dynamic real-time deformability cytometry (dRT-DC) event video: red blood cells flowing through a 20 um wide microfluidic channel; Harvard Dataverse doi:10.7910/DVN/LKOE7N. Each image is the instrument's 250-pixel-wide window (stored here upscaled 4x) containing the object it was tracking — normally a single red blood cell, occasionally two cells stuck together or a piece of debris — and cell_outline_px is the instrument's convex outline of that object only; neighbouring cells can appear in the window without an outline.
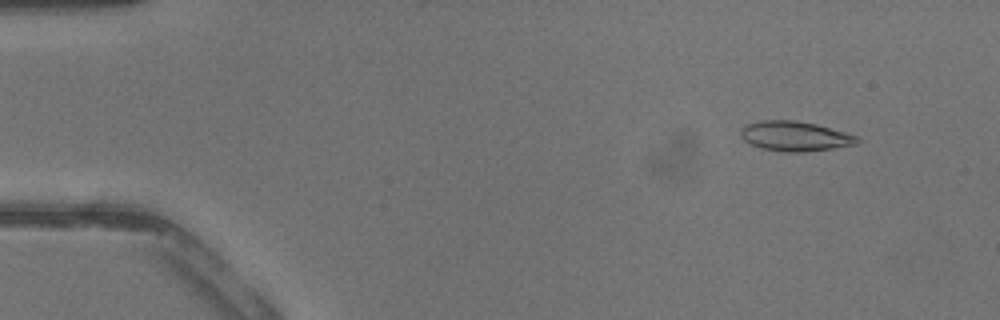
{"species": "common noctule bat (a hibernating species)", "species_latin": "Nyctalus noctula", "temperature_condition": "warm", "stored_images_in_passage": 42, "camera_frame_rate_fps": 3000, "um_per_image_px": 0.085, "animal": {"sex": "male", "body_mass_g": 13.3}, "frame": {"image": 1, "passage_image": 5, "time_ms": 1.333, "image_size_px": [1000, 320], "cell_outline_px": [[860, 140], [856, 144], [808, 152], [780, 152], [760, 148], [748, 144], [740, 136], [740, 128], [748, 124], [760, 120], [796, 120], [816, 124], [860, 136]], "centroid_in_image_um": [67.55, 11.58], "position_along_channel_um": 17.4, "area_um2": 20.58}}
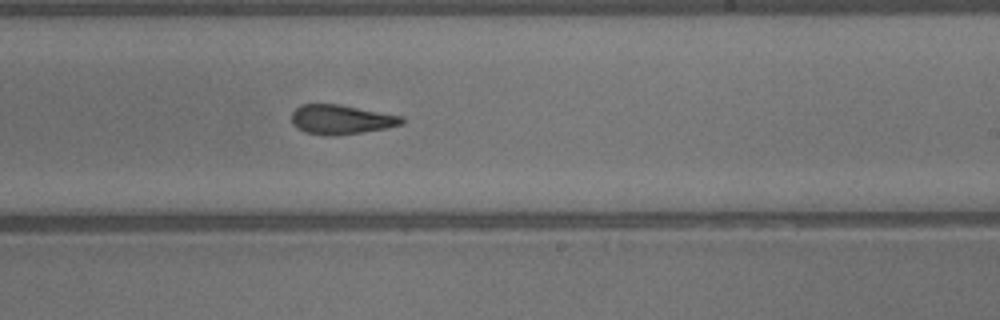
{"frame": {"image": 2, "passage_image": 26, "time_ms": 8.333, "image_size_px": [1000, 320], "cell_outline_px": [[404, 124], [384, 128], [336, 136], [324, 136], [304, 132], [296, 128], [292, 124], [292, 112], [300, 104], [340, 104], [404, 116]], "centroid_in_image_um": [28.98, 10.16], "position_along_channel_um": 260.0, "area_um2": 19.13}}
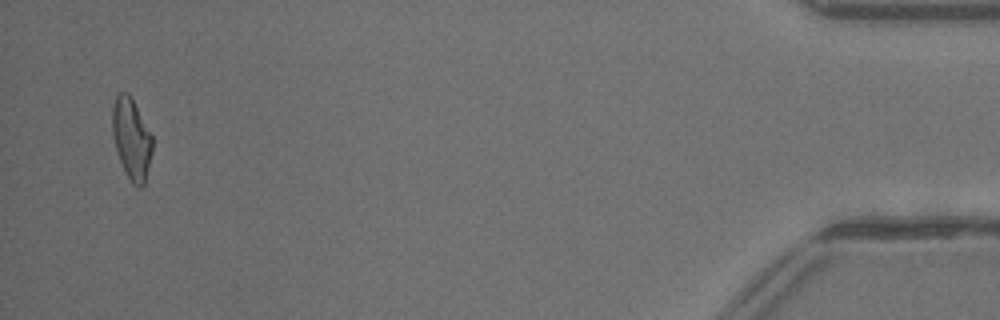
{"frame": {"image": 3, "passage_image": 41, "time_ms": 13.333, "image_size_px": [1000, 320], "cell_outline_px": [[152, 152], [144, 184], [140, 188], [132, 184], [120, 160], [116, 148], [112, 132], [112, 104], [116, 96], [120, 92], [128, 92], [152, 136]], "centroid_in_image_um": [11.17, 11.78], "position_along_channel_um": 424.0, "area_um2": 18.55}}